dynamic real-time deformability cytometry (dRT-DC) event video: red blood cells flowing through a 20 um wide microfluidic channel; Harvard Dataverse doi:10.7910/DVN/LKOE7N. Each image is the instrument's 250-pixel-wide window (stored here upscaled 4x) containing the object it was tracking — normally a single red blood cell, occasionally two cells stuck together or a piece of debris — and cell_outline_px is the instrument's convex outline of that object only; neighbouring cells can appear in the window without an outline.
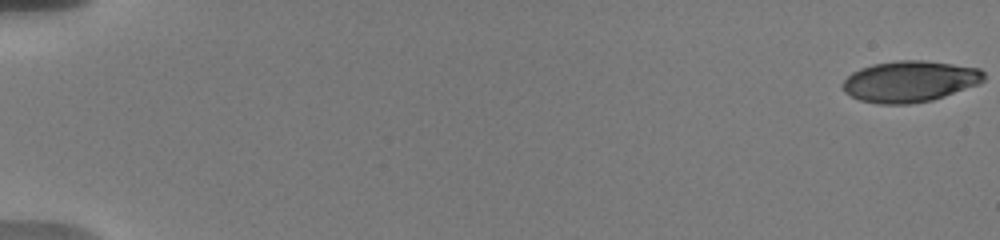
{"species": "human", "species_latin": "Homo sapiens", "temperature_condition": "warm", "stored_images_in_passage": 18, "camera_frame_rate_fps": 3000, "um_per_image_px": 0.085, "donor": {"sex": "male"}, "frame": {"image": 1, "passage_image": 1, "time_ms": 0.0, "image_size_px": [1000, 240], "cell_outline_px": [[984, 80], [980, 84], [932, 100], [912, 104], [880, 104], [860, 100], [844, 92], [840, 84], [852, 72], [860, 68], [872, 64], [896, 60], [924, 60], [980, 68], [984, 72]], "centroid_in_image_um": [77.32, 6.92], "position_along_channel_um": 7.7, "area_um2": 34.1}}